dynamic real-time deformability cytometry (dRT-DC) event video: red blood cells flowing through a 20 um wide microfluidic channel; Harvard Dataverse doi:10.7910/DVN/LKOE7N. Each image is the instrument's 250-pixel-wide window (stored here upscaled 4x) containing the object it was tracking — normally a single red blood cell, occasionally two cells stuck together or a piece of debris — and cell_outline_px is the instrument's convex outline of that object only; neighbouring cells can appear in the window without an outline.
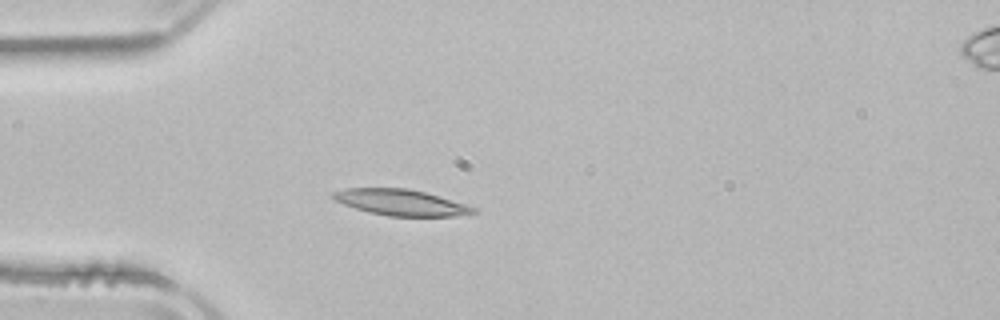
{"species": "common noctule bat (a hibernating species)", "species_latin": "Nyctalus noctula", "temperature_condition": "room temperature", "stored_images_in_passage": 4, "camera_frame_rate_fps": 3000, "um_per_image_px": 0.085, "animal": {"sex": "male", "body_mass_g": 21.5, "forearm_length_mm": 52.0}, "frame": {"image": 1, "passage_image": 4, "time_ms": 4.0, "image_size_px": [1000, 320], "cell_outline_px": [[480, 208], [476, 212], [452, 216], [388, 216], [368, 212], [344, 204], [336, 200], [332, 196], [332, 192], [344, 188], [404, 188], [424, 192], [440, 196]], "centroid_in_image_um": [34.1, 17.2], "position_along_channel_um": 50.9, "area_um2": 21.21}}